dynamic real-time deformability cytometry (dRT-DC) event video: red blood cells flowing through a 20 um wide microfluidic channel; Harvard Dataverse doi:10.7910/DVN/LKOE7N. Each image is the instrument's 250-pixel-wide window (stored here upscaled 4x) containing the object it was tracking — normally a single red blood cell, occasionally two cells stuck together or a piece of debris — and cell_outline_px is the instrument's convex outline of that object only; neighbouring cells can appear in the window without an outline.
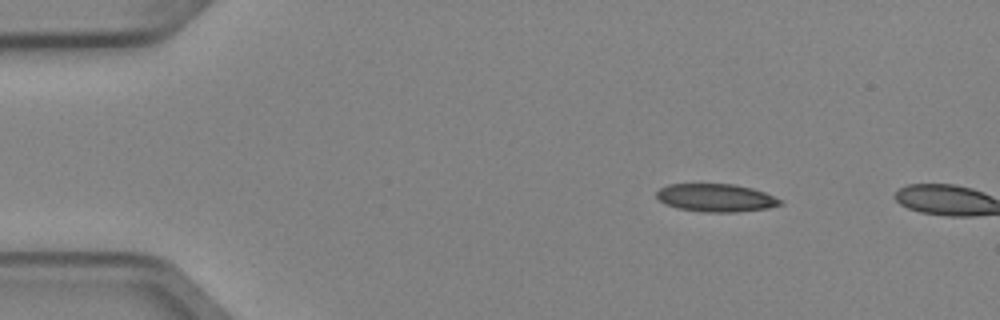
{"species": "Egyptian fruit bat (a non-hibernating species)", "species_latin": "Rousettus aegyptiacus", "temperature_condition": "cold", "stored_images_in_passage": 2, "camera_frame_rate_fps": 3000, "um_per_image_px": 0.085, "animal": {"sex": "female"}, "frame": {"image": 1, "passage_image": 1, "time_ms": 0.0, "image_size_px": [1000, 320], "cell_outline_px": [[784, 204], [768, 208], [736, 212], [704, 212], [676, 208], [664, 204], [656, 196], [656, 192], [660, 188], [668, 184], [732, 184], [752, 188], [764, 192], [780, 200]], "centroid_in_image_um": [60.82, 16.82], "position_along_channel_um": 24.2, "area_um2": 20.11}}